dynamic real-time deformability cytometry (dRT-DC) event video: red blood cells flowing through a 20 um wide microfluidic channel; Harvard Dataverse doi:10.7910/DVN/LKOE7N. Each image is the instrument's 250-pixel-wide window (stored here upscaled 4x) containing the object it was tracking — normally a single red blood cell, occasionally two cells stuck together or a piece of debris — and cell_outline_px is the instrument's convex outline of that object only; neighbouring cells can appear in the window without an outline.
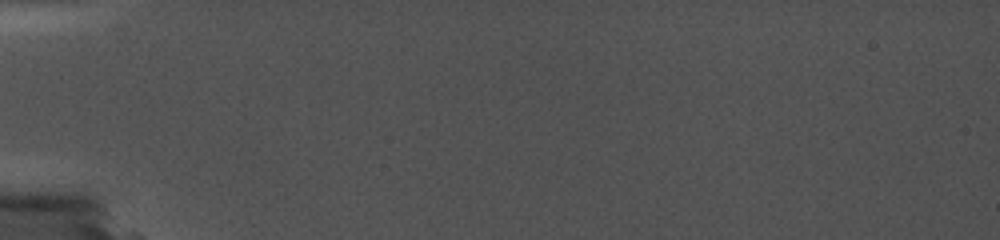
{"species": "common noctule bat (a hibernating species)", "species_latin": "Nyctalus noctula", "temperature_condition": "cold", "stored_images_in_passage": 2, "camera_frame_rate_fps": 5000, "um_per_image_px": 0.085, "animal": {"sex": "female", "body_mass_g": 19.0, "forearm_length_mm": 56.7}, "frame": {"image": 1, "passage_image": 1, "time_ms": 0.0, "image_size_px": [1000, 240], "cell_outline_px": [[688, 136], [632, 140], [552, 136], [528, 132], [528, 128], [552, 124], [656, 128], [688, 132]], "centroid_in_image_um": [51.47, 11.23], "position_along_channel_um": 33.5, "area_um2": 12.25}}